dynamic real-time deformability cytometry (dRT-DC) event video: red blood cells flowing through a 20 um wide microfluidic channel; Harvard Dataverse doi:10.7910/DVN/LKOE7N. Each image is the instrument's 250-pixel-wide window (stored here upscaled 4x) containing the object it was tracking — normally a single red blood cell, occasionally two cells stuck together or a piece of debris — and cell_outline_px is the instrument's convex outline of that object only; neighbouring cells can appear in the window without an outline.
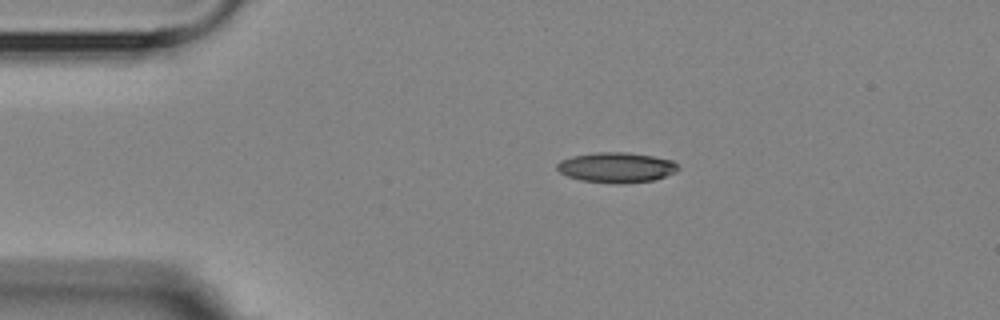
{"species": "Egyptian fruit bat (a non-hibernating species)", "species_latin": "Rousettus aegyptiacus", "temperature_condition": "room temperature", "stored_images_in_passage": 3, "camera_frame_rate_fps": 3000, "um_per_image_px": 0.085, "animal": {"sex": "female"}, "frame": {"image": 1, "passage_image": 1, "time_ms": 0.0, "image_size_px": [1000, 320], "cell_outline_px": [[680, 168], [676, 172], [656, 180], [624, 184], [580, 180], [568, 176], [560, 172], [556, 168], [556, 164], [560, 160], [572, 156], [596, 152], [628, 152], [652, 156], [672, 160]], "centroid_in_image_um": [52.41, 14.23], "position_along_channel_um": 32.6, "area_um2": 21.44}}
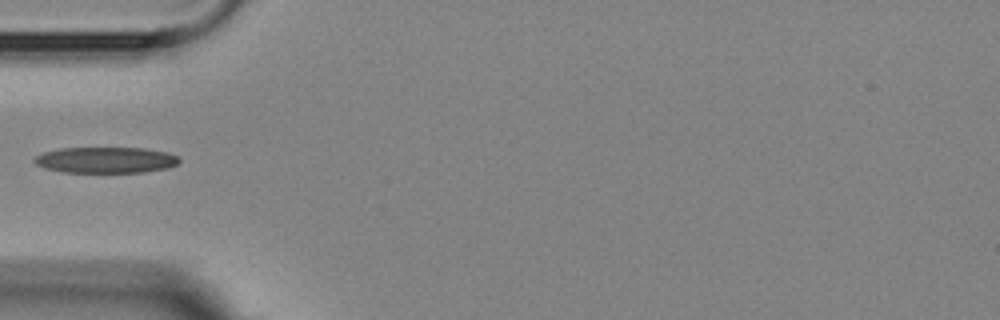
{"frame": {"image": 2, "passage_image": 3, "time_ms": 2.333, "image_size_px": [1000, 320], "cell_outline_px": [[180, 160], [176, 164], [168, 168], [144, 172], [64, 172], [44, 168], [36, 164], [32, 160], [36, 156], [44, 152], [60, 148], [144, 148], [168, 152], [176, 156]], "centroid_in_image_um": [8.98, 13.6], "position_along_channel_um": 76.0, "area_um2": 21.91}}